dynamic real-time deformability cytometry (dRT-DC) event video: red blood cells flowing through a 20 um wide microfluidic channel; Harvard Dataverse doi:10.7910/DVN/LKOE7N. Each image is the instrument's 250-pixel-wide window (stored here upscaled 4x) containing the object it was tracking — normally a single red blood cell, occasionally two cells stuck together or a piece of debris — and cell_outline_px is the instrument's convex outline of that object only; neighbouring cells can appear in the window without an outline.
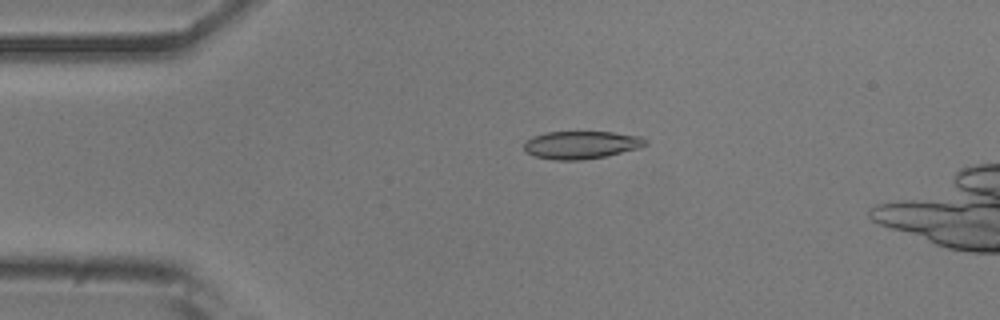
{"species": "common noctule bat (a hibernating species)", "species_latin": "Nyctalus noctula", "temperature_condition": "room temperature", "stored_images_in_passage": 44, "camera_frame_rate_fps": 3000, "um_per_image_px": 0.085, "animal": {"sex": "male", "body_mass_g": 20.5, "forearm_length_mm": 52.5}, "frame": {"image": 1, "passage_image": 11, "time_ms": 3.333, "image_size_px": [1000, 320], "cell_outline_px": [[648, 144], [640, 148], [604, 156], [580, 160], [556, 160], [536, 156], [528, 152], [524, 148], [524, 144], [532, 136], [544, 132], [612, 132], [640, 136], [648, 140]], "centroid_in_image_um": [49.44, 12.3], "position_along_channel_um": 35.6, "area_um2": 19.54}}
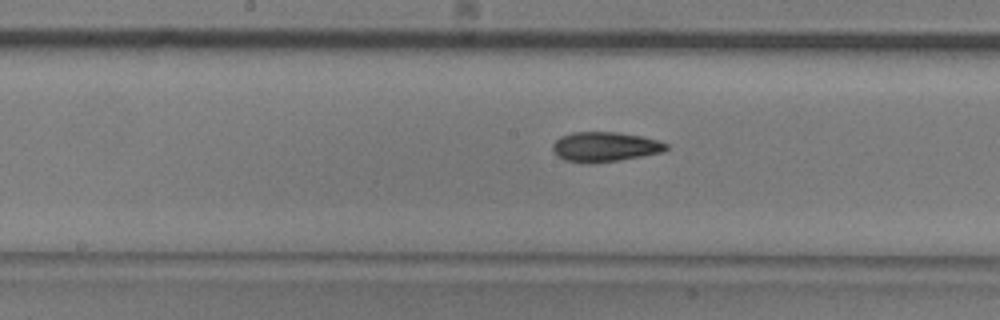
{"frame": {"image": 2, "passage_image": 26, "time_ms": 8.333, "image_size_px": [1000, 320], "cell_outline_px": [[668, 148], [664, 152], [616, 160], [564, 160], [552, 152], [552, 144], [560, 136], [572, 132], [616, 132], [644, 136], [660, 140], [668, 144]], "centroid_in_image_um": [51.46, 12.42], "position_along_channel_um": 196.7, "area_um2": 19.13}}
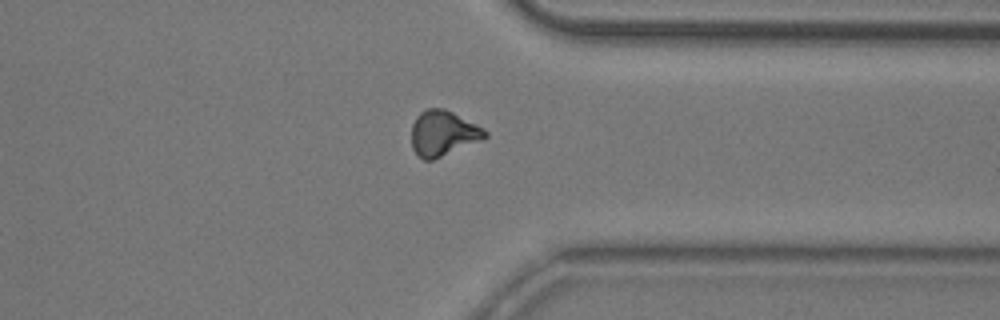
{"frame": {"image": 3, "passage_image": 40, "time_ms": 13.0, "image_size_px": [1000, 320], "cell_outline_px": [[488, 136], [484, 140], [432, 160], [424, 160], [412, 148], [412, 124], [416, 116], [420, 112], [428, 108], [444, 108], [484, 128], [488, 132]], "centroid_in_image_um": [37.69, 11.33], "position_along_channel_um": 373.7, "area_um2": 19.48}}